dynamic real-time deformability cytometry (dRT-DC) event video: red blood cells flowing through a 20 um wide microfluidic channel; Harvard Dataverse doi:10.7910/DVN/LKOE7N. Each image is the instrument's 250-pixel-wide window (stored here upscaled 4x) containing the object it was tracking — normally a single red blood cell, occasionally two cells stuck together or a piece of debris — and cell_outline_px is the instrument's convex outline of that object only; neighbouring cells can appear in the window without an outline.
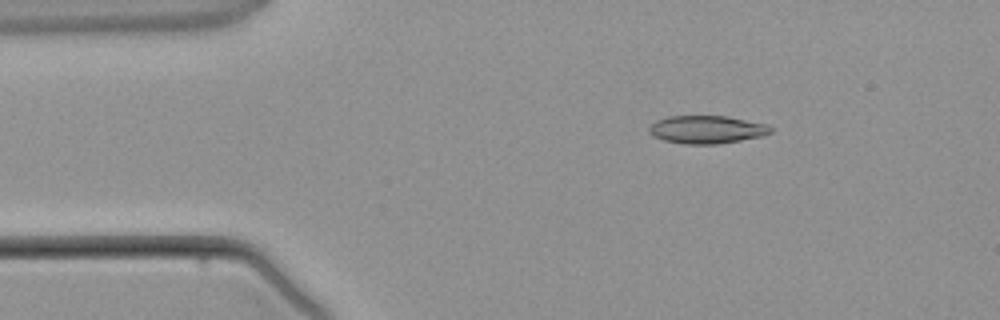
{"species": "common noctule bat (a hibernating species)", "species_latin": "Nyctalus noctula", "temperature_condition": "warm", "stored_images_in_passage": 3, "camera_frame_rate_fps": 3000, "um_per_image_px": 0.085, "animal": {"sex": "male", "body_mass_g": 21.5, "forearm_length_mm": 52.0}, "frame": {"image": 1, "passage_image": 2, "time_ms": 1.333, "image_size_px": [1000, 320], "cell_outline_px": [[772, 132], [764, 136], [720, 144], [684, 144], [664, 140], [652, 136], [648, 132], [648, 128], [656, 120], [668, 116], [728, 116], [768, 124], [772, 128]], "centroid_in_image_um": [60.09, 11.01], "position_along_channel_um": 24.9, "area_um2": 20.06}}